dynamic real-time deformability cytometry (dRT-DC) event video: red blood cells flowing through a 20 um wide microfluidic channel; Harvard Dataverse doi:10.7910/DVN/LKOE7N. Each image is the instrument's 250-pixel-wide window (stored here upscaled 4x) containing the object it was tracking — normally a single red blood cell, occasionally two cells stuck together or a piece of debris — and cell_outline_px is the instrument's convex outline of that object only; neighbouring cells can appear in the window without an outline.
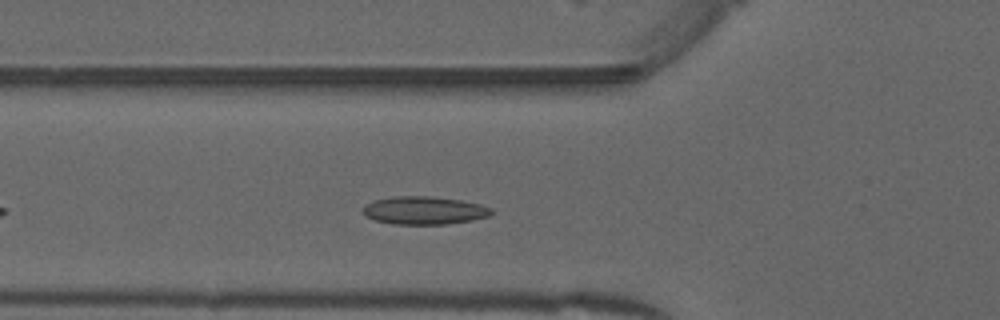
{"species": "common noctule bat (a hibernating species)", "species_latin": "Nyctalus noctula", "temperature_condition": "warm", "stored_images_in_passage": 39, "camera_frame_rate_fps": 3000, "um_per_image_px": 0.085, "animal": {"sex": "male", "forearm_length_mm": 52.5}, "frame": {"image": 1, "passage_image": 6, "time_ms": 1.667, "image_size_px": [1000, 320], "cell_outline_px": [[496, 212], [492, 216], [472, 220], [448, 224], [392, 224], [376, 220], [364, 216], [364, 208], [368, 204], [376, 200], [392, 196], [428, 196], [460, 200], [480, 204], [492, 208]], "centroid_in_image_um": [36.13, 17.89], "position_along_channel_um": 89.7, "area_um2": 20.98}}
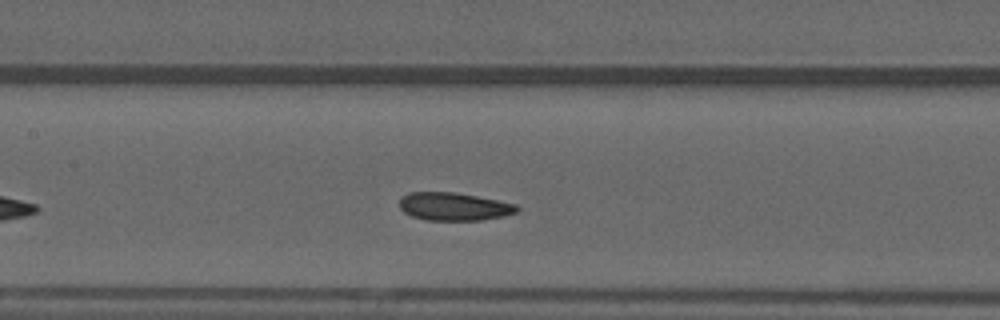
{"frame": {"image": 2, "passage_image": 12, "time_ms": 3.667, "image_size_px": [1000, 320], "cell_outline_px": [[520, 208], [516, 212], [504, 216], [484, 220], [424, 220], [412, 216], [404, 212], [400, 208], [400, 196], [408, 192], [456, 192], [516, 204]], "centroid_in_image_um": [38.56, 17.55], "position_along_channel_um": 168.8, "area_um2": 19.25}, "authors_computed_cell_mechanics": {"area_um2": 19.2474, "velocity_mm_per_s": 3.9457, "shape_relaxation_time_tau1_ms": 5.431, "shape_relaxation_time_tau2_ms": 1.7399, "deformation_change_tau1": 0.1164, "deformation_change_tau2": 0.0547}}